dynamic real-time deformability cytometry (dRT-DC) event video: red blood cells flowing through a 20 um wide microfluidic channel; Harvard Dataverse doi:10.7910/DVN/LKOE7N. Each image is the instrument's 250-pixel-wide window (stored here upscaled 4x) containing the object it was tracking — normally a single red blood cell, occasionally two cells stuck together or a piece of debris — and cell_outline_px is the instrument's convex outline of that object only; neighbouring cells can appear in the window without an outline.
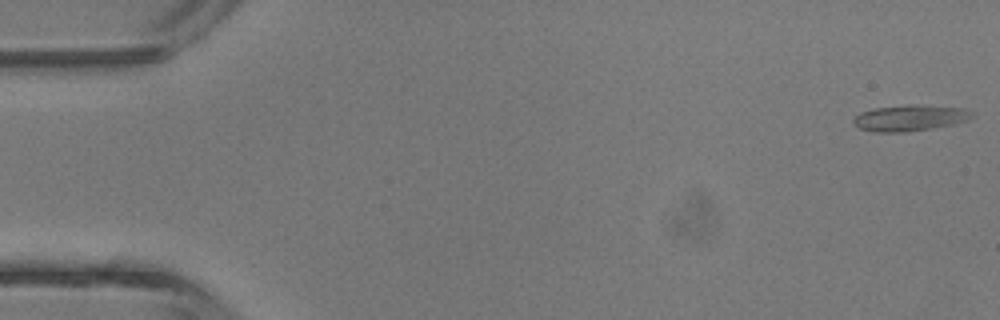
{"species": "common noctule bat (a hibernating species)", "species_latin": "Nyctalus noctula", "temperature_condition": "room temperature", "stored_images_in_passage": 5, "camera_frame_rate_fps": 3000, "um_per_image_px": 0.085, "animal": {"sex": "male", "body_mass_g": 13.3}, "frame": {"image": 1, "passage_image": 1, "time_ms": 0.0, "image_size_px": [1000, 320], "cell_outline_px": [[972, 116], [968, 120], [956, 124], [932, 128], [904, 132], [872, 132], [860, 128], [852, 124], [852, 120], [860, 112], [872, 108], [912, 104], [916, 104], [964, 108], [972, 112]], "centroid_in_image_um": [77.31, 10.02], "position_along_channel_um": 7.7, "area_um2": 18.21}}